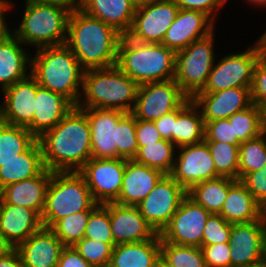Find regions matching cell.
I'll use <instances>...</instances> for the list:
<instances>
[{
    "label": "cell",
    "instance_id": "6da1fadb",
    "mask_svg": "<svg viewBox=\"0 0 266 267\" xmlns=\"http://www.w3.org/2000/svg\"><path fill=\"white\" fill-rule=\"evenodd\" d=\"M37 139L49 171L79 172L92 158L90 125L85 111L77 106Z\"/></svg>",
    "mask_w": 266,
    "mask_h": 267
},
{
    "label": "cell",
    "instance_id": "7a4b0ae2",
    "mask_svg": "<svg viewBox=\"0 0 266 267\" xmlns=\"http://www.w3.org/2000/svg\"><path fill=\"white\" fill-rule=\"evenodd\" d=\"M121 37L113 27L76 7L69 15L65 45L84 70L106 68L116 65Z\"/></svg>",
    "mask_w": 266,
    "mask_h": 267
},
{
    "label": "cell",
    "instance_id": "3957f363",
    "mask_svg": "<svg viewBox=\"0 0 266 267\" xmlns=\"http://www.w3.org/2000/svg\"><path fill=\"white\" fill-rule=\"evenodd\" d=\"M31 53L30 75L48 90L68 98L75 106L79 102L84 69L65 45L46 46Z\"/></svg>",
    "mask_w": 266,
    "mask_h": 267
},
{
    "label": "cell",
    "instance_id": "277c9868",
    "mask_svg": "<svg viewBox=\"0 0 266 267\" xmlns=\"http://www.w3.org/2000/svg\"><path fill=\"white\" fill-rule=\"evenodd\" d=\"M176 52L162 43H143L122 36L116 66L138 85L174 79Z\"/></svg>",
    "mask_w": 266,
    "mask_h": 267
},
{
    "label": "cell",
    "instance_id": "5b68a950",
    "mask_svg": "<svg viewBox=\"0 0 266 267\" xmlns=\"http://www.w3.org/2000/svg\"><path fill=\"white\" fill-rule=\"evenodd\" d=\"M139 85L116 65L84 70L78 108L116 109L132 112Z\"/></svg>",
    "mask_w": 266,
    "mask_h": 267
},
{
    "label": "cell",
    "instance_id": "8992f818",
    "mask_svg": "<svg viewBox=\"0 0 266 267\" xmlns=\"http://www.w3.org/2000/svg\"><path fill=\"white\" fill-rule=\"evenodd\" d=\"M19 26L11 32L28 48L65 44L68 19L72 9L52 4L24 3Z\"/></svg>",
    "mask_w": 266,
    "mask_h": 267
},
{
    "label": "cell",
    "instance_id": "52a82bcc",
    "mask_svg": "<svg viewBox=\"0 0 266 267\" xmlns=\"http://www.w3.org/2000/svg\"><path fill=\"white\" fill-rule=\"evenodd\" d=\"M99 204L92 198L85 178L79 172H52L41 215L44 227L81 211H94Z\"/></svg>",
    "mask_w": 266,
    "mask_h": 267
},
{
    "label": "cell",
    "instance_id": "ba28073f",
    "mask_svg": "<svg viewBox=\"0 0 266 267\" xmlns=\"http://www.w3.org/2000/svg\"><path fill=\"white\" fill-rule=\"evenodd\" d=\"M215 33L214 30L176 52L174 80L189 98H193L204 88L214 66L217 57Z\"/></svg>",
    "mask_w": 266,
    "mask_h": 267
},
{
    "label": "cell",
    "instance_id": "9c48e42d",
    "mask_svg": "<svg viewBox=\"0 0 266 267\" xmlns=\"http://www.w3.org/2000/svg\"><path fill=\"white\" fill-rule=\"evenodd\" d=\"M250 45L243 52L225 54L220 60L216 58L206 85L198 93H213L235 87L251 88L254 68L263 48L259 39Z\"/></svg>",
    "mask_w": 266,
    "mask_h": 267
},
{
    "label": "cell",
    "instance_id": "30bf717a",
    "mask_svg": "<svg viewBox=\"0 0 266 267\" xmlns=\"http://www.w3.org/2000/svg\"><path fill=\"white\" fill-rule=\"evenodd\" d=\"M189 97L174 79L139 85L132 114L136 119L154 122L178 109Z\"/></svg>",
    "mask_w": 266,
    "mask_h": 267
},
{
    "label": "cell",
    "instance_id": "8fae6325",
    "mask_svg": "<svg viewBox=\"0 0 266 267\" xmlns=\"http://www.w3.org/2000/svg\"><path fill=\"white\" fill-rule=\"evenodd\" d=\"M127 159H89L79 173L96 204L115 203L119 197Z\"/></svg>",
    "mask_w": 266,
    "mask_h": 267
},
{
    "label": "cell",
    "instance_id": "7c38bea8",
    "mask_svg": "<svg viewBox=\"0 0 266 267\" xmlns=\"http://www.w3.org/2000/svg\"><path fill=\"white\" fill-rule=\"evenodd\" d=\"M187 191L170 175H164L137 205L141 215L160 233L176 213Z\"/></svg>",
    "mask_w": 266,
    "mask_h": 267
},
{
    "label": "cell",
    "instance_id": "4fadbf2b",
    "mask_svg": "<svg viewBox=\"0 0 266 267\" xmlns=\"http://www.w3.org/2000/svg\"><path fill=\"white\" fill-rule=\"evenodd\" d=\"M210 214L187 195L159 233L161 242L201 247L204 227Z\"/></svg>",
    "mask_w": 266,
    "mask_h": 267
},
{
    "label": "cell",
    "instance_id": "5bb4252c",
    "mask_svg": "<svg viewBox=\"0 0 266 267\" xmlns=\"http://www.w3.org/2000/svg\"><path fill=\"white\" fill-rule=\"evenodd\" d=\"M179 11L173 0H157L136 8L127 36L143 43H162Z\"/></svg>",
    "mask_w": 266,
    "mask_h": 267
},
{
    "label": "cell",
    "instance_id": "9a60e30c",
    "mask_svg": "<svg viewBox=\"0 0 266 267\" xmlns=\"http://www.w3.org/2000/svg\"><path fill=\"white\" fill-rule=\"evenodd\" d=\"M169 175L186 191L198 183L220 177L216 173L209 146L205 141L177 148Z\"/></svg>",
    "mask_w": 266,
    "mask_h": 267
},
{
    "label": "cell",
    "instance_id": "2e32d148",
    "mask_svg": "<svg viewBox=\"0 0 266 267\" xmlns=\"http://www.w3.org/2000/svg\"><path fill=\"white\" fill-rule=\"evenodd\" d=\"M229 244L231 267H250L264 261L265 217L249 223L232 224Z\"/></svg>",
    "mask_w": 266,
    "mask_h": 267
},
{
    "label": "cell",
    "instance_id": "e0dca14e",
    "mask_svg": "<svg viewBox=\"0 0 266 267\" xmlns=\"http://www.w3.org/2000/svg\"><path fill=\"white\" fill-rule=\"evenodd\" d=\"M91 131L92 158H117V123L125 112L116 109L82 108Z\"/></svg>",
    "mask_w": 266,
    "mask_h": 267
},
{
    "label": "cell",
    "instance_id": "ac0fdd59",
    "mask_svg": "<svg viewBox=\"0 0 266 267\" xmlns=\"http://www.w3.org/2000/svg\"><path fill=\"white\" fill-rule=\"evenodd\" d=\"M110 214V227L115 245L153 239L158 233L144 219L137 206L117 203L103 205Z\"/></svg>",
    "mask_w": 266,
    "mask_h": 267
},
{
    "label": "cell",
    "instance_id": "d6986e66",
    "mask_svg": "<svg viewBox=\"0 0 266 267\" xmlns=\"http://www.w3.org/2000/svg\"><path fill=\"white\" fill-rule=\"evenodd\" d=\"M37 82L29 75L3 90L0 102L2 122L27 127L33 119Z\"/></svg>",
    "mask_w": 266,
    "mask_h": 267
},
{
    "label": "cell",
    "instance_id": "ffe728a7",
    "mask_svg": "<svg viewBox=\"0 0 266 267\" xmlns=\"http://www.w3.org/2000/svg\"><path fill=\"white\" fill-rule=\"evenodd\" d=\"M215 25L216 23L201 11L179 9L162 44L178 52L192 42L208 36L215 30Z\"/></svg>",
    "mask_w": 266,
    "mask_h": 267
},
{
    "label": "cell",
    "instance_id": "44dd1931",
    "mask_svg": "<svg viewBox=\"0 0 266 267\" xmlns=\"http://www.w3.org/2000/svg\"><path fill=\"white\" fill-rule=\"evenodd\" d=\"M192 101L202 112L204 124L227 119L252 104L250 88L235 87L213 93H197Z\"/></svg>",
    "mask_w": 266,
    "mask_h": 267
},
{
    "label": "cell",
    "instance_id": "7402d4cb",
    "mask_svg": "<svg viewBox=\"0 0 266 267\" xmlns=\"http://www.w3.org/2000/svg\"><path fill=\"white\" fill-rule=\"evenodd\" d=\"M64 247L50 228L42 226L15 249L23 267H57Z\"/></svg>",
    "mask_w": 266,
    "mask_h": 267
},
{
    "label": "cell",
    "instance_id": "603a6c76",
    "mask_svg": "<svg viewBox=\"0 0 266 267\" xmlns=\"http://www.w3.org/2000/svg\"><path fill=\"white\" fill-rule=\"evenodd\" d=\"M75 105L61 94L37 83L32 122L26 127L36 138L54 128Z\"/></svg>",
    "mask_w": 266,
    "mask_h": 267
},
{
    "label": "cell",
    "instance_id": "cb8c5ba5",
    "mask_svg": "<svg viewBox=\"0 0 266 267\" xmlns=\"http://www.w3.org/2000/svg\"><path fill=\"white\" fill-rule=\"evenodd\" d=\"M23 45L12 32L0 42L1 92L30 75L31 52Z\"/></svg>",
    "mask_w": 266,
    "mask_h": 267
},
{
    "label": "cell",
    "instance_id": "d4e9b609",
    "mask_svg": "<svg viewBox=\"0 0 266 267\" xmlns=\"http://www.w3.org/2000/svg\"><path fill=\"white\" fill-rule=\"evenodd\" d=\"M51 176L52 171L45 168L33 178L7 185L0 190V203L27 207L41 217Z\"/></svg>",
    "mask_w": 266,
    "mask_h": 267
},
{
    "label": "cell",
    "instance_id": "484cf974",
    "mask_svg": "<svg viewBox=\"0 0 266 267\" xmlns=\"http://www.w3.org/2000/svg\"><path fill=\"white\" fill-rule=\"evenodd\" d=\"M161 171L128 160L123 174L122 188L115 203L137 206L164 176Z\"/></svg>",
    "mask_w": 266,
    "mask_h": 267
},
{
    "label": "cell",
    "instance_id": "4316f807",
    "mask_svg": "<svg viewBox=\"0 0 266 267\" xmlns=\"http://www.w3.org/2000/svg\"><path fill=\"white\" fill-rule=\"evenodd\" d=\"M78 7L126 36L133 23L136 6L131 0H78Z\"/></svg>",
    "mask_w": 266,
    "mask_h": 267
},
{
    "label": "cell",
    "instance_id": "83f0119b",
    "mask_svg": "<svg viewBox=\"0 0 266 267\" xmlns=\"http://www.w3.org/2000/svg\"><path fill=\"white\" fill-rule=\"evenodd\" d=\"M42 226L41 217L34 210L0 203V230L15 248Z\"/></svg>",
    "mask_w": 266,
    "mask_h": 267
},
{
    "label": "cell",
    "instance_id": "f1b7e54d",
    "mask_svg": "<svg viewBox=\"0 0 266 267\" xmlns=\"http://www.w3.org/2000/svg\"><path fill=\"white\" fill-rule=\"evenodd\" d=\"M220 215L230 224L249 223L265 215L264 208L249 190L237 180L230 188Z\"/></svg>",
    "mask_w": 266,
    "mask_h": 267
},
{
    "label": "cell",
    "instance_id": "f546056e",
    "mask_svg": "<svg viewBox=\"0 0 266 267\" xmlns=\"http://www.w3.org/2000/svg\"><path fill=\"white\" fill-rule=\"evenodd\" d=\"M161 238L118 244L113 247L109 267H158Z\"/></svg>",
    "mask_w": 266,
    "mask_h": 267
},
{
    "label": "cell",
    "instance_id": "4dcf8cb0",
    "mask_svg": "<svg viewBox=\"0 0 266 267\" xmlns=\"http://www.w3.org/2000/svg\"><path fill=\"white\" fill-rule=\"evenodd\" d=\"M44 169L42 149L37 139L25 152L0 167V190L9 184L33 178Z\"/></svg>",
    "mask_w": 266,
    "mask_h": 267
},
{
    "label": "cell",
    "instance_id": "1f68e13d",
    "mask_svg": "<svg viewBox=\"0 0 266 267\" xmlns=\"http://www.w3.org/2000/svg\"><path fill=\"white\" fill-rule=\"evenodd\" d=\"M205 124L199 107L188 98L176 109V122L172 133V143L177 148L204 141Z\"/></svg>",
    "mask_w": 266,
    "mask_h": 267
},
{
    "label": "cell",
    "instance_id": "d6a6232c",
    "mask_svg": "<svg viewBox=\"0 0 266 267\" xmlns=\"http://www.w3.org/2000/svg\"><path fill=\"white\" fill-rule=\"evenodd\" d=\"M237 180L229 177H217L194 185L187 195L211 214H220L229 188Z\"/></svg>",
    "mask_w": 266,
    "mask_h": 267
},
{
    "label": "cell",
    "instance_id": "836d02e7",
    "mask_svg": "<svg viewBox=\"0 0 266 267\" xmlns=\"http://www.w3.org/2000/svg\"><path fill=\"white\" fill-rule=\"evenodd\" d=\"M37 138L22 126L0 123V167L25 152Z\"/></svg>",
    "mask_w": 266,
    "mask_h": 267
},
{
    "label": "cell",
    "instance_id": "e575fe53",
    "mask_svg": "<svg viewBox=\"0 0 266 267\" xmlns=\"http://www.w3.org/2000/svg\"><path fill=\"white\" fill-rule=\"evenodd\" d=\"M177 147L167 139L157 143L138 147V152L133 160L136 163L157 169L165 175H169L175 161Z\"/></svg>",
    "mask_w": 266,
    "mask_h": 267
},
{
    "label": "cell",
    "instance_id": "d590c367",
    "mask_svg": "<svg viewBox=\"0 0 266 267\" xmlns=\"http://www.w3.org/2000/svg\"><path fill=\"white\" fill-rule=\"evenodd\" d=\"M233 123L234 145H240L262 133V109L252 103L228 118Z\"/></svg>",
    "mask_w": 266,
    "mask_h": 267
},
{
    "label": "cell",
    "instance_id": "8d00e7d4",
    "mask_svg": "<svg viewBox=\"0 0 266 267\" xmlns=\"http://www.w3.org/2000/svg\"><path fill=\"white\" fill-rule=\"evenodd\" d=\"M160 261L167 267H206L200 247L161 242Z\"/></svg>",
    "mask_w": 266,
    "mask_h": 267
},
{
    "label": "cell",
    "instance_id": "74e56055",
    "mask_svg": "<svg viewBox=\"0 0 266 267\" xmlns=\"http://www.w3.org/2000/svg\"><path fill=\"white\" fill-rule=\"evenodd\" d=\"M266 164V134L242 142L239 145L238 180L250 172L261 170Z\"/></svg>",
    "mask_w": 266,
    "mask_h": 267
},
{
    "label": "cell",
    "instance_id": "f35d334b",
    "mask_svg": "<svg viewBox=\"0 0 266 267\" xmlns=\"http://www.w3.org/2000/svg\"><path fill=\"white\" fill-rule=\"evenodd\" d=\"M93 211H81L57 220L50 229L64 246H74L85 234L90 214Z\"/></svg>",
    "mask_w": 266,
    "mask_h": 267
},
{
    "label": "cell",
    "instance_id": "ab89813d",
    "mask_svg": "<svg viewBox=\"0 0 266 267\" xmlns=\"http://www.w3.org/2000/svg\"><path fill=\"white\" fill-rule=\"evenodd\" d=\"M209 146L216 173L220 177L238 180L239 145L222 142H206Z\"/></svg>",
    "mask_w": 266,
    "mask_h": 267
},
{
    "label": "cell",
    "instance_id": "60d3db41",
    "mask_svg": "<svg viewBox=\"0 0 266 267\" xmlns=\"http://www.w3.org/2000/svg\"><path fill=\"white\" fill-rule=\"evenodd\" d=\"M117 158L132 160L138 152L136 139V118L129 112L125 113L116 126Z\"/></svg>",
    "mask_w": 266,
    "mask_h": 267
},
{
    "label": "cell",
    "instance_id": "b9f144b4",
    "mask_svg": "<svg viewBox=\"0 0 266 267\" xmlns=\"http://www.w3.org/2000/svg\"><path fill=\"white\" fill-rule=\"evenodd\" d=\"M73 247L93 267H109L113 250L109 243L83 237Z\"/></svg>",
    "mask_w": 266,
    "mask_h": 267
},
{
    "label": "cell",
    "instance_id": "7bdbcfd3",
    "mask_svg": "<svg viewBox=\"0 0 266 267\" xmlns=\"http://www.w3.org/2000/svg\"><path fill=\"white\" fill-rule=\"evenodd\" d=\"M84 237L115 246L110 227V214L103 205H99L90 214Z\"/></svg>",
    "mask_w": 266,
    "mask_h": 267
},
{
    "label": "cell",
    "instance_id": "ee69618b",
    "mask_svg": "<svg viewBox=\"0 0 266 267\" xmlns=\"http://www.w3.org/2000/svg\"><path fill=\"white\" fill-rule=\"evenodd\" d=\"M231 227L232 224L220 214H210L204 227L202 245L229 242Z\"/></svg>",
    "mask_w": 266,
    "mask_h": 267
},
{
    "label": "cell",
    "instance_id": "f6af8a7d",
    "mask_svg": "<svg viewBox=\"0 0 266 267\" xmlns=\"http://www.w3.org/2000/svg\"><path fill=\"white\" fill-rule=\"evenodd\" d=\"M250 91L252 103L263 107L266 104V52L264 51L256 62Z\"/></svg>",
    "mask_w": 266,
    "mask_h": 267
},
{
    "label": "cell",
    "instance_id": "bcb514c9",
    "mask_svg": "<svg viewBox=\"0 0 266 267\" xmlns=\"http://www.w3.org/2000/svg\"><path fill=\"white\" fill-rule=\"evenodd\" d=\"M204 141L234 145L233 123H229L228 118L206 122Z\"/></svg>",
    "mask_w": 266,
    "mask_h": 267
},
{
    "label": "cell",
    "instance_id": "7dc6e473",
    "mask_svg": "<svg viewBox=\"0 0 266 267\" xmlns=\"http://www.w3.org/2000/svg\"><path fill=\"white\" fill-rule=\"evenodd\" d=\"M240 181L266 210V164L261 170L244 175Z\"/></svg>",
    "mask_w": 266,
    "mask_h": 267
},
{
    "label": "cell",
    "instance_id": "c3c4849f",
    "mask_svg": "<svg viewBox=\"0 0 266 267\" xmlns=\"http://www.w3.org/2000/svg\"><path fill=\"white\" fill-rule=\"evenodd\" d=\"M200 248L206 267H231L229 242L202 245Z\"/></svg>",
    "mask_w": 266,
    "mask_h": 267
},
{
    "label": "cell",
    "instance_id": "681fc988",
    "mask_svg": "<svg viewBox=\"0 0 266 267\" xmlns=\"http://www.w3.org/2000/svg\"><path fill=\"white\" fill-rule=\"evenodd\" d=\"M179 7V9L196 10L201 11L208 15L215 23L218 20V13L220 8L229 0H173Z\"/></svg>",
    "mask_w": 266,
    "mask_h": 267
},
{
    "label": "cell",
    "instance_id": "f907efd6",
    "mask_svg": "<svg viewBox=\"0 0 266 267\" xmlns=\"http://www.w3.org/2000/svg\"><path fill=\"white\" fill-rule=\"evenodd\" d=\"M136 139L138 147H144L147 144L157 143L163 138L154 122L136 119Z\"/></svg>",
    "mask_w": 266,
    "mask_h": 267
},
{
    "label": "cell",
    "instance_id": "816d5d0a",
    "mask_svg": "<svg viewBox=\"0 0 266 267\" xmlns=\"http://www.w3.org/2000/svg\"><path fill=\"white\" fill-rule=\"evenodd\" d=\"M57 267H93L89 264L73 246H65L62 249Z\"/></svg>",
    "mask_w": 266,
    "mask_h": 267
},
{
    "label": "cell",
    "instance_id": "f5cc1de1",
    "mask_svg": "<svg viewBox=\"0 0 266 267\" xmlns=\"http://www.w3.org/2000/svg\"><path fill=\"white\" fill-rule=\"evenodd\" d=\"M176 122V110L163 115L154 121L155 127L163 139L172 142V133L174 132V123Z\"/></svg>",
    "mask_w": 266,
    "mask_h": 267
},
{
    "label": "cell",
    "instance_id": "db71d44e",
    "mask_svg": "<svg viewBox=\"0 0 266 267\" xmlns=\"http://www.w3.org/2000/svg\"><path fill=\"white\" fill-rule=\"evenodd\" d=\"M0 267H23L18 251L15 249L8 255L0 257Z\"/></svg>",
    "mask_w": 266,
    "mask_h": 267
},
{
    "label": "cell",
    "instance_id": "11a10c76",
    "mask_svg": "<svg viewBox=\"0 0 266 267\" xmlns=\"http://www.w3.org/2000/svg\"><path fill=\"white\" fill-rule=\"evenodd\" d=\"M24 3L31 4H52L67 7H78V0H24Z\"/></svg>",
    "mask_w": 266,
    "mask_h": 267
},
{
    "label": "cell",
    "instance_id": "9f6ffc18",
    "mask_svg": "<svg viewBox=\"0 0 266 267\" xmlns=\"http://www.w3.org/2000/svg\"><path fill=\"white\" fill-rule=\"evenodd\" d=\"M15 250L13 244L7 239V237L0 230V257L8 255Z\"/></svg>",
    "mask_w": 266,
    "mask_h": 267
},
{
    "label": "cell",
    "instance_id": "6f0895ef",
    "mask_svg": "<svg viewBox=\"0 0 266 267\" xmlns=\"http://www.w3.org/2000/svg\"><path fill=\"white\" fill-rule=\"evenodd\" d=\"M7 15H0V42L11 33V26H8Z\"/></svg>",
    "mask_w": 266,
    "mask_h": 267
},
{
    "label": "cell",
    "instance_id": "680465c9",
    "mask_svg": "<svg viewBox=\"0 0 266 267\" xmlns=\"http://www.w3.org/2000/svg\"><path fill=\"white\" fill-rule=\"evenodd\" d=\"M13 1L14 0H0V15H8V13L12 12V9H15L13 6L16 7L17 5H15L16 3H13Z\"/></svg>",
    "mask_w": 266,
    "mask_h": 267
},
{
    "label": "cell",
    "instance_id": "91938a15",
    "mask_svg": "<svg viewBox=\"0 0 266 267\" xmlns=\"http://www.w3.org/2000/svg\"><path fill=\"white\" fill-rule=\"evenodd\" d=\"M251 6L256 5L259 8H266V0H246Z\"/></svg>",
    "mask_w": 266,
    "mask_h": 267
},
{
    "label": "cell",
    "instance_id": "94428289",
    "mask_svg": "<svg viewBox=\"0 0 266 267\" xmlns=\"http://www.w3.org/2000/svg\"><path fill=\"white\" fill-rule=\"evenodd\" d=\"M262 109V133L266 134V104L261 107Z\"/></svg>",
    "mask_w": 266,
    "mask_h": 267
},
{
    "label": "cell",
    "instance_id": "6125c7cd",
    "mask_svg": "<svg viewBox=\"0 0 266 267\" xmlns=\"http://www.w3.org/2000/svg\"><path fill=\"white\" fill-rule=\"evenodd\" d=\"M154 1H157V0H131V2L136 7H139V6H142V5H146V4H149V3L154 2Z\"/></svg>",
    "mask_w": 266,
    "mask_h": 267
},
{
    "label": "cell",
    "instance_id": "be15d7a7",
    "mask_svg": "<svg viewBox=\"0 0 266 267\" xmlns=\"http://www.w3.org/2000/svg\"><path fill=\"white\" fill-rule=\"evenodd\" d=\"M262 35L258 36L261 44H262V48L263 51L266 52V30L264 31V33H261Z\"/></svg>",
    "mask_w": 266,
    "mask_h": 267
},
{
    "label": "cell",
    "instance_id": "e7e4bbea",
    "mask_svg": "<svg viewBox=\"0 0 266 267\" xmlns=\"http://www.w3.org/2000/svg\"><path fill=\"white\" fill-rule=\"evenodd\" d=\"M250 267H266V259L256 265H252Z\"/></svg>",
    "mask_w": 266,
    "mask_h": 267
},
{
    "label": "cell",
    "instance_id": "03108f58",
    "mask_svg": "<svg viewBox=\"0 0 266 267\" xmlns=\"http://www.w3.org/2000/svg\"><path fill=\"white\" fill-rule=\"evenodd\" d=\"M265 251H266V217H265Z\"/></svg>",
    "mask_w": 266,
    "mask_h": 267
},
{
    "label": "cell",
    "instance_id": "003e7915",
    "mask_svg": "<svg viewBox=\"0 0 266 267\" xmlns=\"http://www.w3.org/2000/svg\"><path fill=\"white\" fill-rule=\"evenodd\" d=\"M158 267H167V266H165V265L160 261L159 264H158Z\"/></svg>",
    "mask_w": 266,
    "mask_h": 267
}]
</instances>
